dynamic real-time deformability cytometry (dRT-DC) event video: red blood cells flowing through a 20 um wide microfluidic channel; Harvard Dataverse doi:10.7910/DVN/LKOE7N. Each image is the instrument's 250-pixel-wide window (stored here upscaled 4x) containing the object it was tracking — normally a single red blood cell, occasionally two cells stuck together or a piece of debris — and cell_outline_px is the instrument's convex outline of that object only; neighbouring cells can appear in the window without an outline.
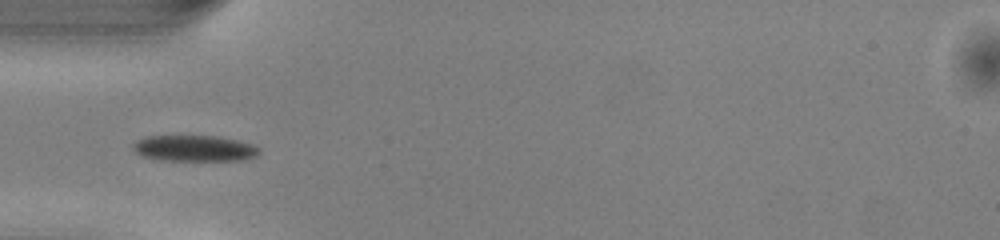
{"species": "common noctule bat (a hibernating species)", "species_latin": "Nyctalus noctula", "temperature_condition": "warm", "stored_images_in_passage": 35, "camera_frame_rate_fps": 3000, "um_per_image_px": 0.085, "animal": {"sex": "male", "body_mass_g": 13.0, "forearm_length_mm": 53.1}, "frame": {"image": 1, "passage_image": 1, "time_ms": 0.0, "image_size_px": [1000, 240], "cell_outline_px": [[260, 152], [256, 156], [244, 160], [160, 160], [144, 156], [136, 152], [132, 148], [132, 144], [136, 140], [144, 136], [212, 136], [236, 140], [252, 144]], "centroid_in_image_um": [16.47, 12.61], "position_along_channel_um": 68.5, "area_um2": 18.96}}
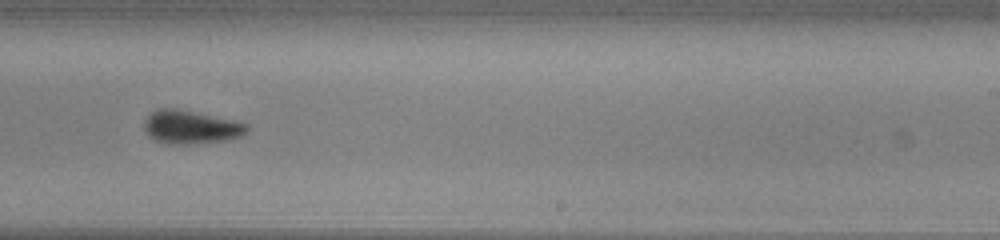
{"frame": {"image": 2, "passage_image": 16, "time_ms": 5.0, "image_size_px": [1000, 240], "cell_outline_px": [[248, 132], [244, 136], [228, 140], [192, 144], [164, 144], [148, 136], [144, 128], [144, 120], [152, 112], [160, 108], [172, 108], [232, 120], [248, 124]], "centroid_in_image_um": [16.22, 10.83], "position_along_channel_um": 272.8, "area_um2": 19.94}}
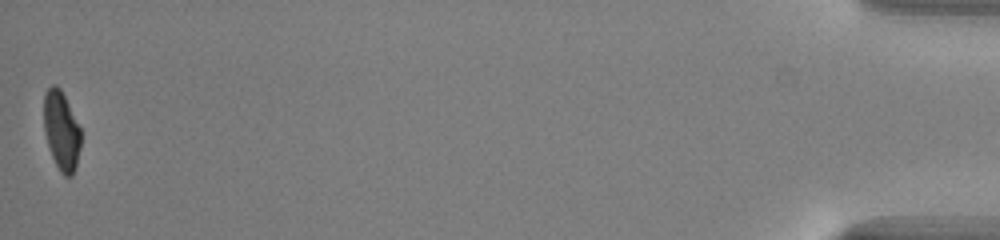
{"frame": {"image": 3, "passage_image": 35, "time_ms": 11.333, "image_size_px": [1000, 240], "cell_outline_px": [[80, 148], [76, 164], [72, 176], [64, 176], [60, 172], [48, 148], [44, 132], [44, 92], [52, 84], [56, 84], [60, 88], [80, 128]], "centroid_in_image_um": [5.19, 11.11], "position_along_channel_um": 430.0, "area_um2": 16.94}, "authors_computed_cell_mechanics": {"area_um2": 19.363, "velocity_mm_per_s": 4.0922, "shape_relaxation_time_tau1_ms": 1.9614, "shape_relaxation_time_tau2_ms": 1.8153, "deformation_change_tau1": 0.1331, "deformation_change_tau2": 0.0693}}